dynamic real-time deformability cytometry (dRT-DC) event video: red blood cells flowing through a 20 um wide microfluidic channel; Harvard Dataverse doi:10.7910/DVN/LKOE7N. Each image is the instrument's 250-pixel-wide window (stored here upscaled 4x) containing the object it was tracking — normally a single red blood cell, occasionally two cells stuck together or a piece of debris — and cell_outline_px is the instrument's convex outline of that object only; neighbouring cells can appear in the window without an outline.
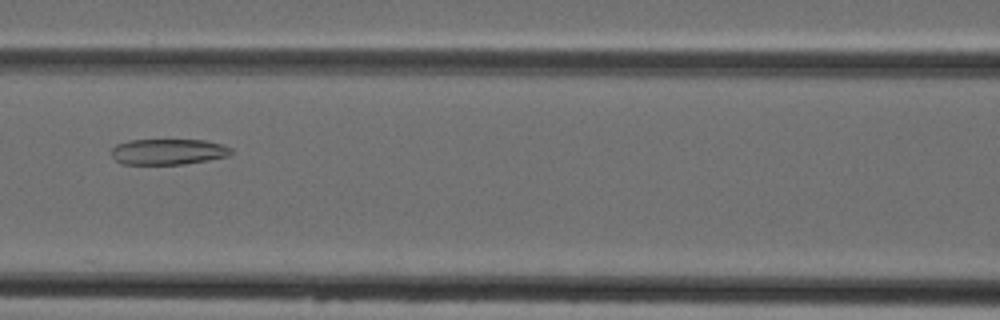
{"species": "Egyptian fruit bat (a non-hibernating species)", "species_latin": "Rousettus aegyptiacus", "temperature_condition": "cold", "stored_images_in_passage": 3, "camera_frame_rate_fps": 3000, "um_per_image_px": 0.085, "animal": {"sex": "female"}, "frame": {"image": 1, "passage_image": 3, "time_ms": 2.333, "image_size_px": [1000, 320], "cell_outline_px": [[232, 152], [228, 156], [208, 160], [184, 164], [120, 164], [112, 156], [112, 148], [116, 144], [128, 140], [204, 140], [224, 144], [232, 148]], "centroid_in_image_um": [14.3, 12.89], "position_along_channel_um": 152.3, "area_um2": 18.09}}